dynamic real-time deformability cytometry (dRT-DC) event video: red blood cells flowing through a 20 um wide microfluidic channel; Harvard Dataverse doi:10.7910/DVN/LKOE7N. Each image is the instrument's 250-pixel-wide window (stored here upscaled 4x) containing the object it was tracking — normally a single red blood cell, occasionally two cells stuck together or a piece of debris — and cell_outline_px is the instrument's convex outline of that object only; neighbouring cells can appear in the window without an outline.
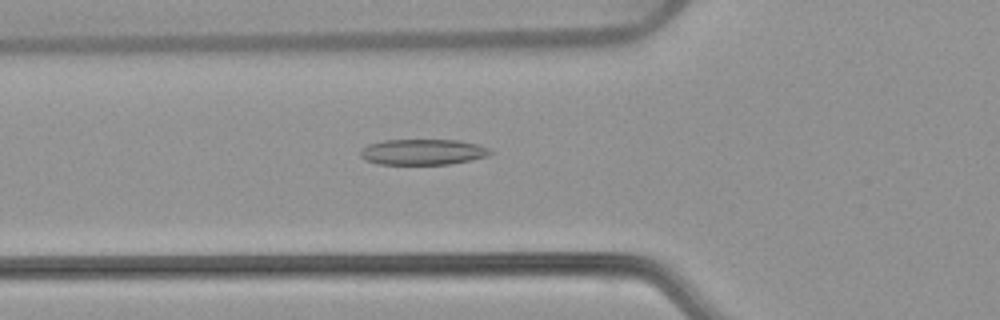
{"species": "common noctule bat (a hibernating species)", "species_latin": "Nyctalus noctula", "temperature_condition": "warm", "stored_images_in_passage": 27, "camera_frame_rate_fps": 3000, "um_per_image_px": 0.085, "animal": {"sex": "female", "body_mass_g": 22.7, "forearm_length_mm": 54.2}, "frame": {"image": 1, "passage_image": 19, "time_ms": 6.0, "image_size_px": [1000, 320], "cell_outline_px": [[496, 152], [488, 156], [472, 160], [448, 164], [376, 164], [360, 156], [360, 152], [368, 144], [384, 140], [460, 140], [480, 144]], "centroid_in_image_um": [36.01, 12.91], "position_along_channel_um": 89.8, "area_um2": 19.59}}
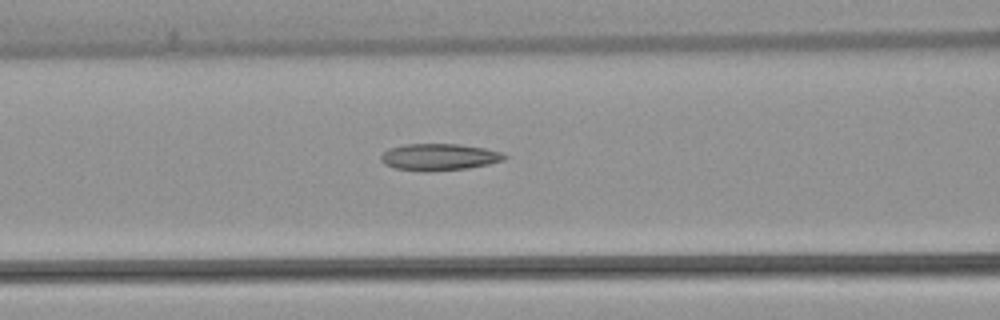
{"frame": {"image": 2, "passage_image": 22, "time_ms": 7.0, "image_size_px": [1000, 320], "cell_outline_px": [[508, 156], [504, 160], [488, 164], [468, 168], [428, 172], [420, 172], [392, 168], [384, 164], [380, 160], [380, 156], [388, 148], [404, 144], [460, 144], [484, 148], [500, 152]], "centroid_in_image_um": [37.27, 13.36], "position_along_channel_um": 129.3, "area_um2": 19.54}}
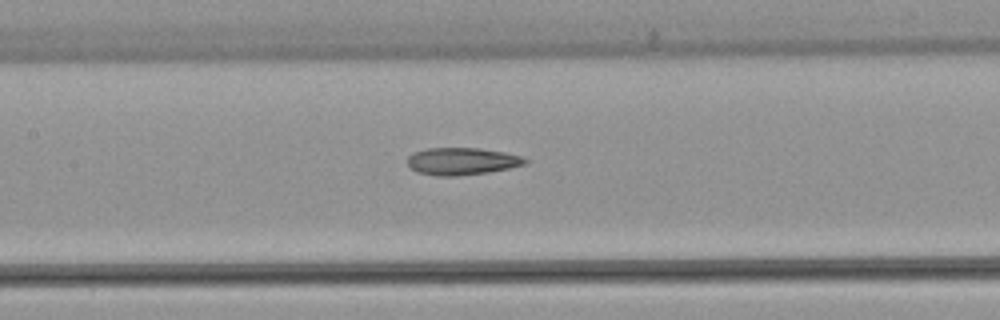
{"frame": {"image": 3, "passage_image": 25, "time_ms": 8.0, "image_size_px": [1000, 320], "cell_outline_px": [[528, 160], [524, 164], [508, 168], [488, 172], [456, 176], [436, 176], [416, 172], [408, 164], [408, 156], [416, 152], [428, 148], [480, 148], [504, 152], [520, 156]], "centroid_in_image_um": [39.24, 13.71], "position_along_channel_um": 168.2, "area_um2": 18.5}}